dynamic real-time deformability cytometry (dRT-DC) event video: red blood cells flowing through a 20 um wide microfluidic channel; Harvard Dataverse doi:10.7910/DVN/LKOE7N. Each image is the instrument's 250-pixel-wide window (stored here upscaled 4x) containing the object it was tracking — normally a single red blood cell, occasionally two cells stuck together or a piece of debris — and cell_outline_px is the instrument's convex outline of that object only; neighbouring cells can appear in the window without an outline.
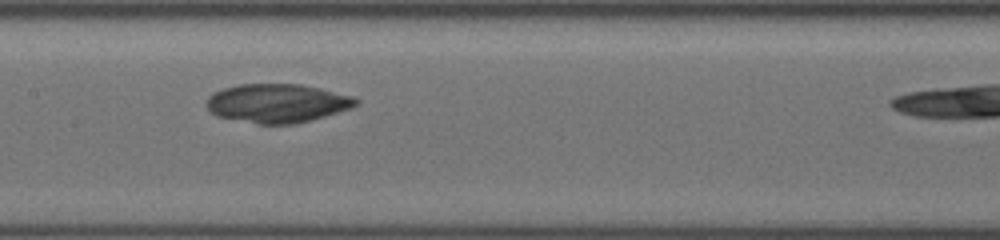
{"species": "common noctule bat (a hibernating species)", "species_latin": "Nyctalus noctula", "temperature_condition": "cold", "stored_images_in_passage": 19, "camera_frame_rate_fps": 3000, "um_per_image_px": 0.085, "animal": {"sex": "female", "body_mass_g": 19.5, "forearm_length_mm": 54.1}, "frame": {"image": 1, "passage_image": 11, "time_ms": 3.667, "image_size_px": [1000, 240], "cell_outline_px": [[360, 104], [352, 108], [324, 116], [292, 124], [260, 124], [216, 116], [208, 112], [204, 104], [208, 96], [212, 92], [236, 84], [300, 84], [320, 88], [352, 96], [360, 100]], "centroid_in_image_um": [23.52, 8.76], "position_along_channel_um": 183.9, "area_um2": 33.99}}
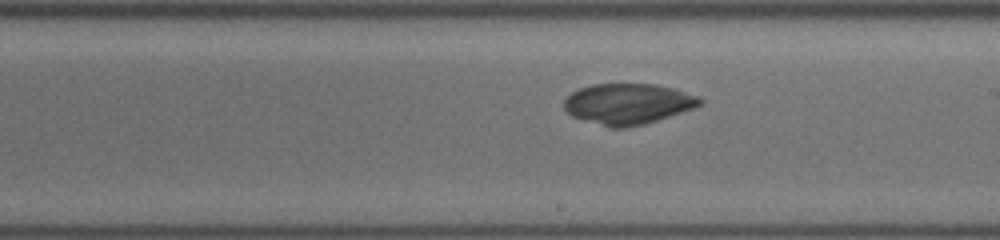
{"frame": {"image": 2, "passage_image": 15, "time_ms": 5.0, "image_size_px": [1000, 240], "cell_outline_px": [[704, 104], [644, 124], [624, 128], [612, 128], [572, 116], [564, 108], [564, 100], [572, 92], [580, 88], [592, 84], [656, 84], [672, 88], [700, 96], [704, 100]], "centroid_in_image_um": [53.39, 8.82], "position_along_channel_um": 235.6, "area_um2": 32.02}}